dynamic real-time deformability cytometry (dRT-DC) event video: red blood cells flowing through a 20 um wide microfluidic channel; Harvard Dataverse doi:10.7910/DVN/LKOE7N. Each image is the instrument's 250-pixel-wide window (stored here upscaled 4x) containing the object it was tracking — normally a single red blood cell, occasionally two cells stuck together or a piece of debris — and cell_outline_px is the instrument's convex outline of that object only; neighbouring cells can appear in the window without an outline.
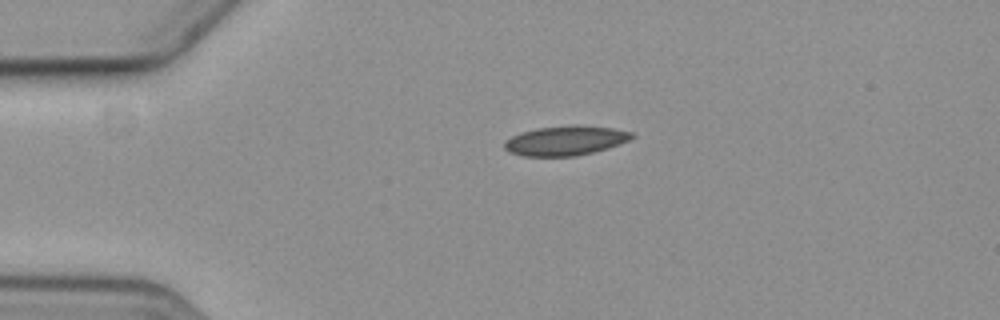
{"species": "common noctule bat (a hibernating species)", "species_latin": "Nyctalus noctula", "temperature_condition": "cold", "stored_images_in_passage": 2, "camera_frame_rate_fps": 3000, "um_per_image_px": 0.085, "animal": {"sex": "female", "body_mass_g": 19.3, "forearm_length_mm": 54.1}, "frame": {"image": 1, "passage_image": 1, "time_ms": 0.0, "image_size_px": [1000, 320], "cell_outline_px": [[636, 136], [620, 144], [608, 148], [576, 156], [520, 156], [508, 152], [504, 148], [504, 140], [512, 136], [536, 128], [572, 124], [576, 124], [612, 128], [636, 132]], "centroid_in_image_um": [48.08, 11.94], "position_along_channel_um": 36.9, "area_um2": 22.25}}